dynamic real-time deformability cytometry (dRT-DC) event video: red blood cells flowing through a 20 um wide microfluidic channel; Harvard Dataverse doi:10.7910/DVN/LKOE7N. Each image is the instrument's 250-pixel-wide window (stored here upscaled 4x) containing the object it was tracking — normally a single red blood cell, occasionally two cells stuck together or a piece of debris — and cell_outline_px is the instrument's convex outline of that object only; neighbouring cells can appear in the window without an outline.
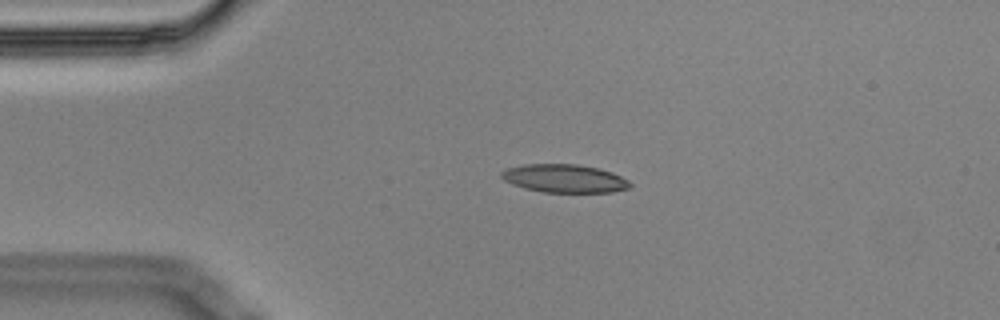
{"species": "Egyptian fruit bat (a non-hibernating species)", "species_latin": "Rousettus aegyptiacus", "temperature_condition": "cold", "stored_images_in_passage": 9, "camera_frame_rate_fps": 3000, "um_per_image_px": 0.085, "animal": {"sex": "male"}, "frame": {"image": 1, "passage_image": 3, "time_ms": 0.667, "image_size_px": [1000, 320], "cell_outline_px": [[632, 184], [628, 188], [612, 192], [544, 192], [524, 188], [512, 184], [504, 180], [500, 176], [500, 172], [508, 168], [524, 164], [576, 164], [600, 168], [612, 172], [628, 180]], "centroid_in_image_um": [47.97, 15.16], "position_along_channel_um": 37.0, "area_um2": 21.15}}
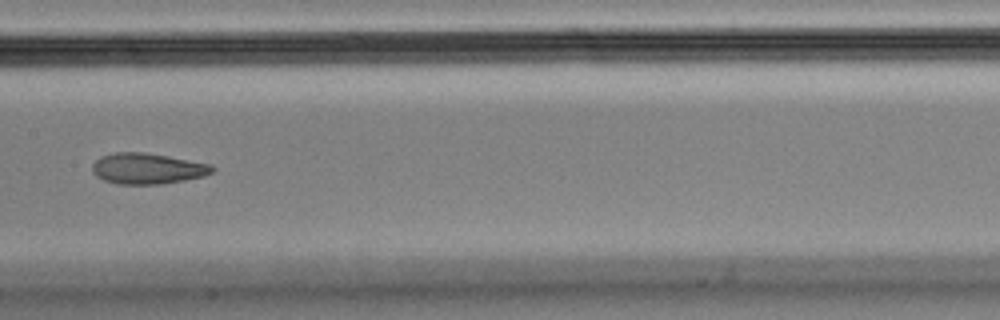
{"frame": {"image": 2, "passage_image": 7, "time_ms": 2.0, "image_size_px": [1000, 320], "cell_outline_px": [[216, 168], [212, 172], [204, 176], [184, 180], [160, 184], [120, 184], [104, 180], [96, 176], [92, 172], [92, 164], [100, 156], [116, 152], [144, 152], [168, 156], [212, 164]], "centroid_in_image_um": [12.53, 14.32], "position_along_channel_um": 194.9, "area_um2": 21.62}}
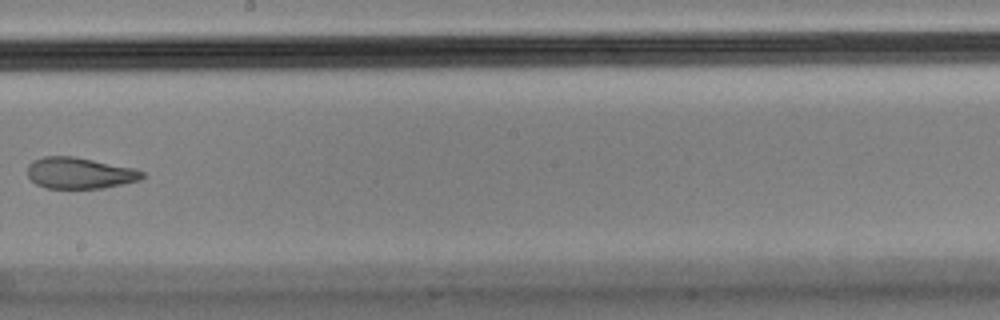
{"frame": {"image": 3, "passage_image": 8, "time_ms": 2.333, "image_size_px": [1000, 320], "cell_outline_px": [[144, 176], [140, 180], [104, 188], [44, 188], [36, 184], [28, 176], [28, 164], [32, 160], [44, 156], [72, 156], [136, 168], [144, 172]], "centroid_in_image_um": [6.77, 14.71], "position_along_channel_um": 241.4, "area_um2": 20.98}}